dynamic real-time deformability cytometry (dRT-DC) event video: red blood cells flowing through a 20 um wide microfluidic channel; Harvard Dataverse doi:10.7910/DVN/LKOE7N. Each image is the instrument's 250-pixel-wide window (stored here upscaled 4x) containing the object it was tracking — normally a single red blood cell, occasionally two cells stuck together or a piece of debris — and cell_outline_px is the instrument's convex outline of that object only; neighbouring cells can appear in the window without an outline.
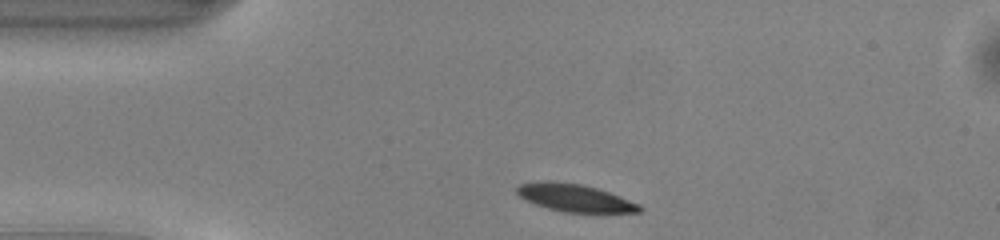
{"species": "common noctule bat (a hibernating species)", "species_latin": "Nyctalus noctula", "temperature_condition": "warm", "stored_images_in_passage": 40, "camera_frame_rate_fps": 3000, "um_per_image_px": 0.085, "animal": {"sex": "male", "body_mass_g": 13.0, "forearm_length_mm": 53.1}, "frame": {"image": 1, "passage_image": 1, "time_ms": 0.0, "image_size_px": [1000, 240], "cell_outline_px": [[644, 208], [640, 212], [564, 212], [548, 208], [524, 200], [516, 192], [516, 188], [520, 184], [548, 180], [552, 180], [580, 184], [596, 188], [620, 196], [640, 204]], "centroid_in_image_um": [48.85, 16.81], "position_along_channel_um": 36.1, "area_um2": 19.59}}
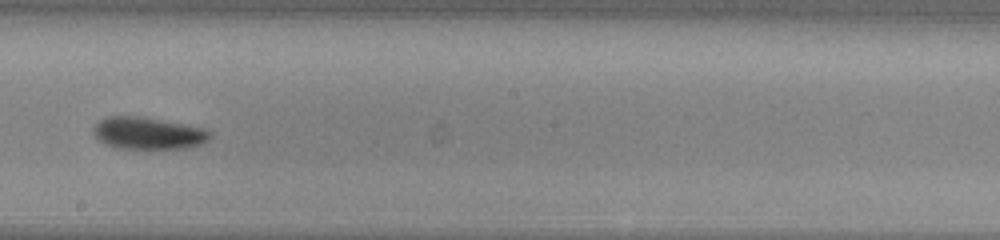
{"frame": {"image": 2, "passage_image": 18, "time_ms": 5.667, "image_size_px": [1000, 240], "cell_outline_px": [[212, 136], [208, 140], [192, 148], [116, 148], [104, 144], [92, 132], [92, 128], [100, 120], [108, 116], [136, 116], [160, 120], [204, 128], [212, 132]], "centroid_in_image_um": [12.59, 11.33], "position_along_channel_um": 235.6, "area_um2": 21.68}}
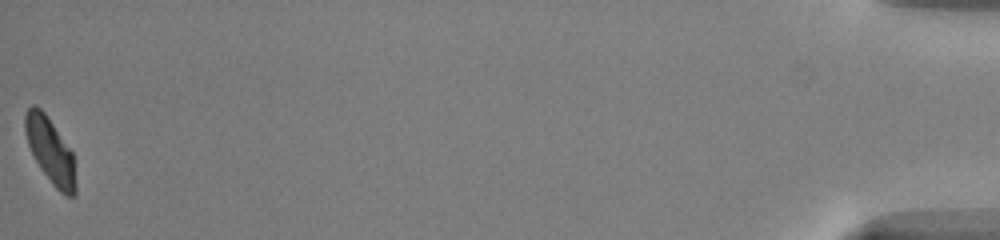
{"frame": {"image": 3, "passage_image": 40, "time_ms": 13.0, "image_size_px": [1000, 240], "cell_outline_px": [[76, 192], [72, 196], [64, 196], [52, 184], [40, 168], [28, 144], [24, 132], [24, 116], [28, 108], [32, 104], [40, 108], [44, 112], [72, 152], [76, 184]], "centroid_in_image_um": [4.26, 12.82], "position_along_channel_um": 430.9, "area_um2": 19.02}, "authors_computed_cell_mechanics": {"area_um2": 20.8947, "velocity_mm_per_s": 4.1221, "shape_relaxation_time_tau1_ms": 2.1359, "shape_relaxation_time_tau2_ms": null, "deformation_change_tau1": 0.101, "deformation_change_tau2": null}}